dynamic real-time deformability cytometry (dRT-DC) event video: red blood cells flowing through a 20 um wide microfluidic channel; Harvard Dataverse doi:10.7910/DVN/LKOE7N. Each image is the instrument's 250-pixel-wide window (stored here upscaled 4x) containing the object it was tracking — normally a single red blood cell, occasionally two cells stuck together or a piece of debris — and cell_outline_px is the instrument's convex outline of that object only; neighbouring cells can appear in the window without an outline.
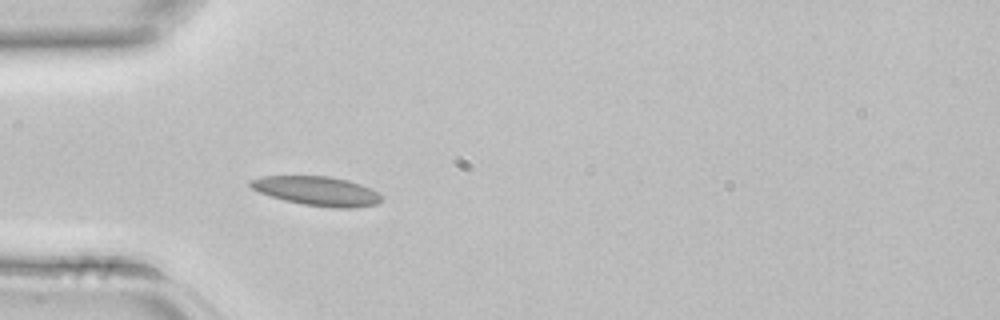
{"species": "common noctule bat (a hibernating species)", "species_latin": "Nyctalus noctula", "temperature_condition": "room temperature", "stored_images_in_passage": 34, "camera_frame_rate_fps": 3000, "um_per_image_px": 0.085, "animal": {"sex": "female", "body_mass_g": 22.7, "forearm_length_mm": 54.2}, "frame": {"image": 1, "passage_image": 6, "time_ms": 1.667, "image_size_px": [1000, 320], "cell_outline_px": [[380, 204], [356, 208], [332, 208], [304, 204], [284, 200], [260, 192], [252, 188], [248, 184], [248, 180], [264, 176], [328, 176], [348, 180], [372, 188], [380, 192]], "centroid_in_image_um": [26.99, 16.24], "position_along_channel_um": 58.0, "area_um2": 22.43}}
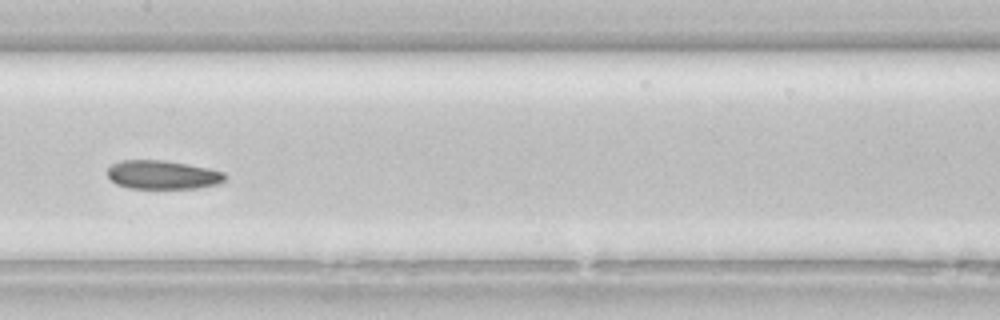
{"frame": {"image": 2, "passage_image": 15, "time_ms": 4.667, "image_size_px": [1000, 320], "cell_outline_px": [[228, 176], [220, 184], [196, 188], [128, 188], [116, 184], [108, 176], [108, 168], [112, 164], [120, 160], [164, 160], [188, 164], [208, 168], [224, 172]], "centroid_in_image_um": [13.84, 14.85], "position_along_channel_um": 193.6, "area_um2": 19.77}}